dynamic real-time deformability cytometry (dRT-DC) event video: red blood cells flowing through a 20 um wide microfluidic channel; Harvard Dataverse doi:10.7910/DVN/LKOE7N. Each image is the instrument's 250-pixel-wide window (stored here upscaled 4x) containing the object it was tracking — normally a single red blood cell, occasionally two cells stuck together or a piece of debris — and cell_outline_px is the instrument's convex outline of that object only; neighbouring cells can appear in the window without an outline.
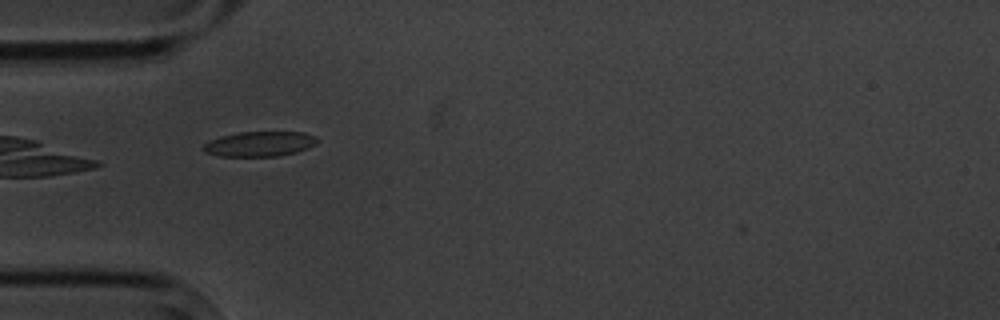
{"species": "common noctule bat (a hibernating species)", "species_latin": "Nyctalus noctula", "temperature_condition": "cold", "stored_images_in_passage": 9, "camera_frame_rate_fps": 3000, "um_per_image_px": 0.085, "animal": {"sex": "male", "body_mass_g": 20.1, "forearm_length_mm": 53.5}, "frame": {"image": 1, "passage_image": 4, "time_ms": 3.333, "image_size_px": [1000, 320], "cell_outline_px": [[320, 140], [316, 144], [308, 148], [296, 152], [280, 156], [220, 156], [204, 152], [200, 148], [208, 140], [220, 136], [240, 132], [304, 132], [316, 136]], "centroid_in_image_um": [22.06, 12.23], "position_along_channel_um": 62.9, "area_um2": 16.82}}
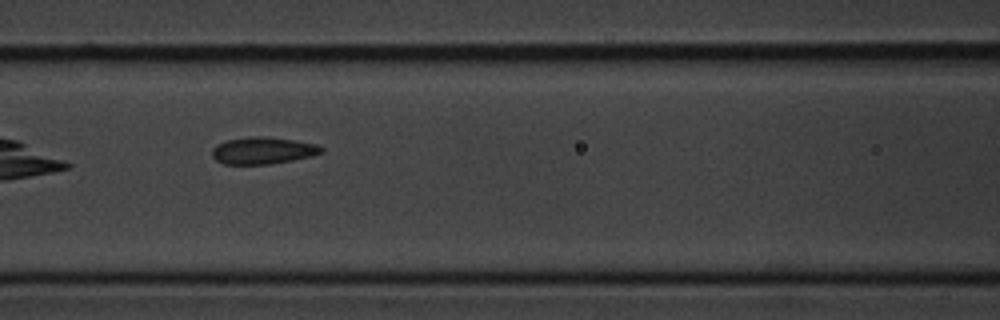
{"frame": {"image": 2, "passage_image": 6, "time_ms": 5.667, "image_size_px": [1000, 320], "cell_outline_px": [[324, 152], [292, 160], [268, 164], [224, 164], [216, 160], [212, 156], [212, 148], [216, 144], [228, 140], [248, 136], [264, 136], [296, 140], [316, 144], [324, 148]], "centroid_in_image_um": [22.32, 12.78], "position_along_channel_um": 144.3, "area_um2": 17.17}}
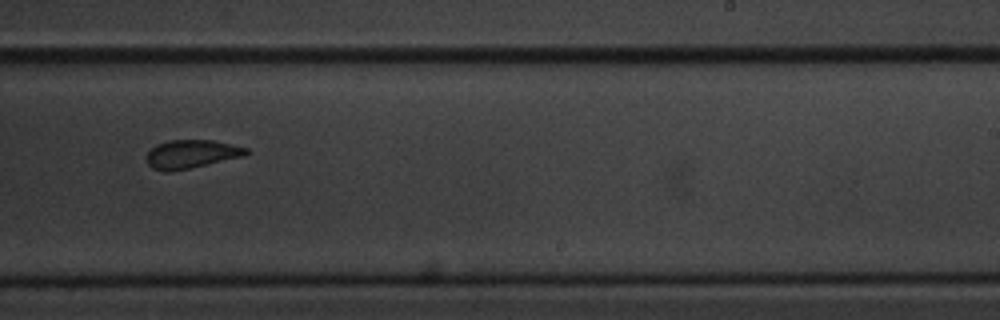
{"frame": {"image": 3, "passage_image": 9, "time_ms": 9.333, "image_size_px": [1000, 320], "cell_outline_px": [[248, 152], [244, 156], [188, 168], [168, 172], [164, 172], [152, 168], [148, 164], [148, 152], [156, 144], [168, 140], [212, 140], [232, 144], [248, 148]], "centroid_in_image_um": [16.26, 13.08], "position_along_channel_um": 272.7, "area_um2": 16.3}}